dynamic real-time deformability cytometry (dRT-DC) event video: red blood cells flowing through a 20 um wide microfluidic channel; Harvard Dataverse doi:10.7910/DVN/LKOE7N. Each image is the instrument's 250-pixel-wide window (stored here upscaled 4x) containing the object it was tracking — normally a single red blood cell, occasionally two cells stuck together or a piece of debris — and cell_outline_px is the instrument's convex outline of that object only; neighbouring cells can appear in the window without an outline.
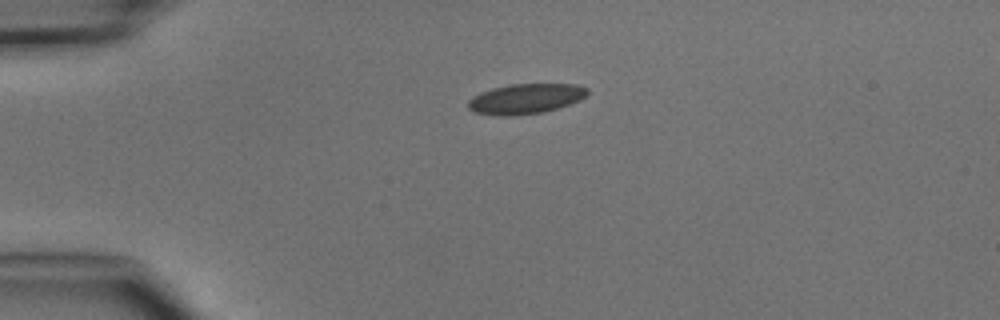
{"species": "common noctule bat (a hibernating species)", "species_latin": "Nyctalus noctula", "temperature_condition": "cold", "stored_images_in_passage": 3, "camera_frame_rate_fps": 3000, "um_per_image_px": 0.085, "animal": {"sex": "male", "body_mass_g": 15.6}, "frame": {"image": 1, "passage_image": 1, "time_ms": 0.0, "image_size_px": [1000, 320], "cell_outline_px": [[588, 92], [580, 100], [544, 112], [512, 116], [496, 116], [476, 112], [468, 108], [468, 100], [472, 96], [480, 92], [492, 88], [508, 84], [576, 84], [588, 88]], "centroid_in_image_um": [44.64, 8.39], "position_along_channel_um": 40.4, "area_um2": 20.98}}